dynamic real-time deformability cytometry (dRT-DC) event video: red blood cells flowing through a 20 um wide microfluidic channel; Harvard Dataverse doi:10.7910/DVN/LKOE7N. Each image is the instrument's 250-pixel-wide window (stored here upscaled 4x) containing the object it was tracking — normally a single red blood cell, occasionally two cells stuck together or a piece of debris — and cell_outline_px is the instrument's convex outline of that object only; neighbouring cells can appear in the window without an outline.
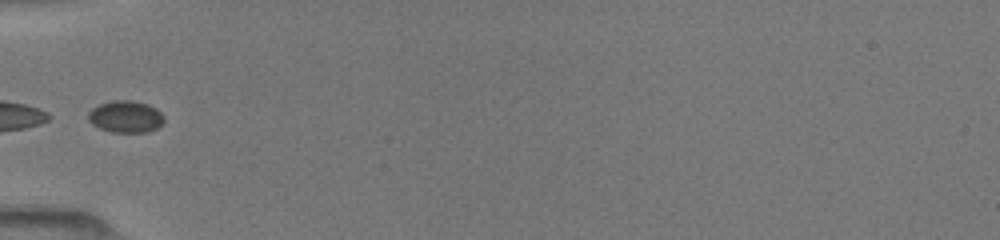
{"species": "common noctule bat (a hibernating species)", "species_latin": "Nyctalus noctula", "temperature_condition": "room temperature", "stored_images_in_passage": 2, "camera_frame_rate_fps": 3000, "um_per_image_px": 0.085, "animal": {"sex": "female", "body_mass_g": 19.5, "forearm_length_mm": 54.1}, "frame": {"image": 1, "passage_image": 1, "time_ms": 0.0, "image_size_px": [1000, 240], "cell_outline_px": [[164, 120], [156, 128], [144, 132], [112, 132], [100, 128], [92, 124], [88, 120], [88, 112], [92, 108], [100, 104], [112, 100], [132, 100], [156, 108], [164, 116]], "centroid_in_image_um": [10.65, 9.91], "position_along_channel_um": 74.4, "area_um2": 13.93}}
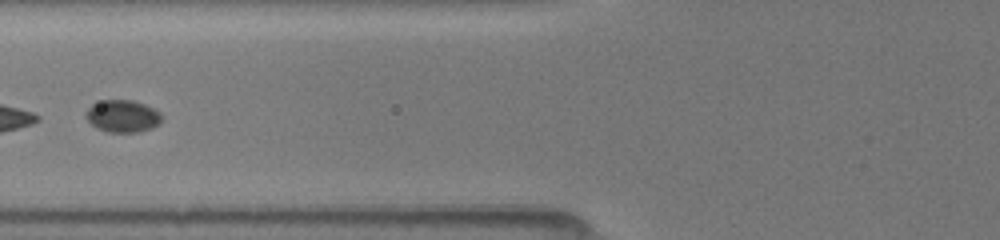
{"frame": {"image": 2, "passage_image": 2, "time_ms": 1.0, "image_size_px": [1000, 240], "cell_outline_px": [[160, 120], [152, 128], [136, 132], [108, 132], [96, 128], [88, 120], [88, 108], [92, 104], [104, 100], [132, 100], [144, 104], [152, 108], [160, 116]], "centroid_in_image_um": [10.39, 9.87], "position_along_channel_um": 115.4, "area_um2": 13.76}}